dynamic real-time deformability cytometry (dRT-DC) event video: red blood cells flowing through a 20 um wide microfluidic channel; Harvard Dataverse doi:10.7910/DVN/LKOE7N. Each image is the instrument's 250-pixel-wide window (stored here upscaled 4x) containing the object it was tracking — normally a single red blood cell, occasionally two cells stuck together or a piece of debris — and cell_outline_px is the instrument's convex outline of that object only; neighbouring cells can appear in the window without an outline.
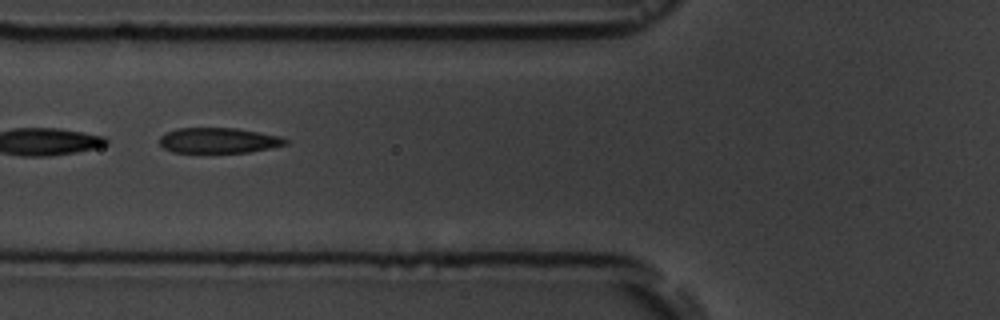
{"species": "common noctule bat (a hibernating species)", "species_latin": "Nyctalus noctula", "temperature_condition": "room temperature", "stored_images_in_passage": 10, "camera_frame_rate_fps": 3000, "um_per_image_px": 0.085, "animal": {"sex": "male", "body_mass_g": 19.5, "forearm_length_mm": 54.6}, "frame": {"image": 1, "passage_image": 6, "time_ms": 6.667, "image_size_px": [1000, 320], "cell_outline_px": [[288, 144], [272, 148], [248, 152], [172, 152], [164, 148], [160, 144], [160, 136], [164, 132], [176, 128], [236, 128], [260, 132], [280, 136], [288, 140]], "centroid_in_image_um": [18.58, 11.93], "position_along_channel_um": 107.2, "area_um2": 18.73}}